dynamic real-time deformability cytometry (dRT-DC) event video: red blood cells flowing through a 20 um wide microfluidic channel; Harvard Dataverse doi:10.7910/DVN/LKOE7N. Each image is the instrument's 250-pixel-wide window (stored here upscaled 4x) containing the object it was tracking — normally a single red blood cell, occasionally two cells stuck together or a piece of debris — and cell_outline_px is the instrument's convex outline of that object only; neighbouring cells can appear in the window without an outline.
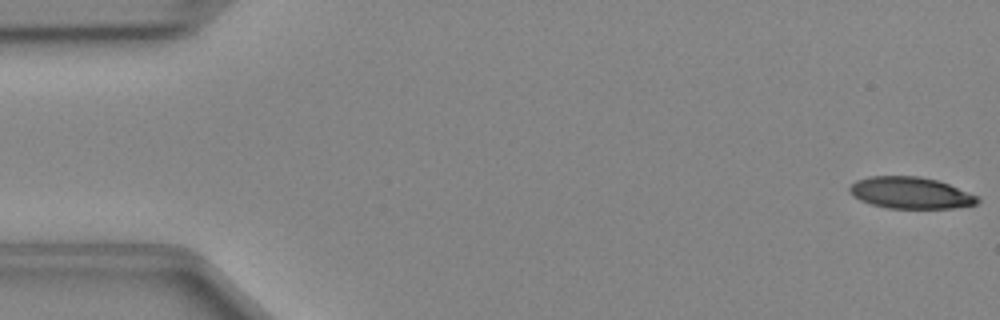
{"species": "Egyptian fruit bat (a non-hibernating species)", "species_latin": "Rousettus aegyptiacus", "temperature_condition": "cold", "stored_images_in_passage": 48, "camera_frame_rate_fps": 3000, "um_per_image_px": 0.085, "animal": {"sex": "female"}, "frame": {"image": 1, "passage_image": 1, "time_ms": 0.0, "image_size_px": [1000, 320], "cell_outline_px": [[980, 200], [976, 204], [952, 208], [888, 208], [872, 204], [860, 200], [852, 196], [848, 192], [848, 188], [856, 180], [868, 176], [920, 176], [936, 180], [948, 184], [980, 196]], "centroid_in_image_um": [77.38, 16.39], "position_along_channel_um": 7.6, "area_um2": 23.64}}
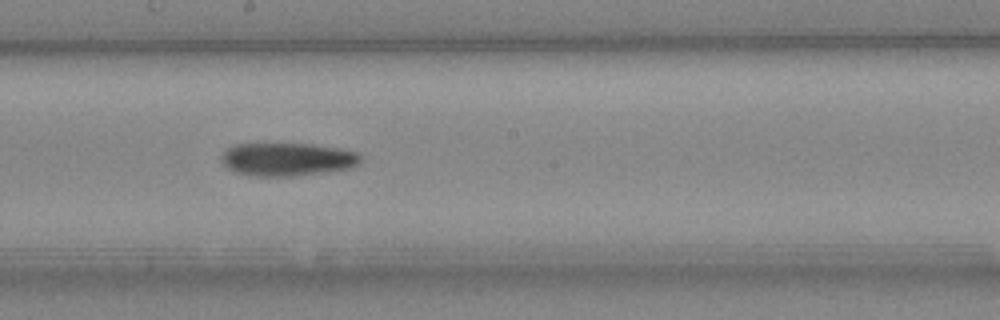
{"frame": {"image": 2, "passage_image": 26, "time_ms": 8.333, "image_size_px": [1000, 320], "cell_outline_px": [[360, 164], [352, 168], [288, 176], [256, 176], [236, 172], [228, 168], [220, 160], [220, 156], [228, 148], [236, 144], [312, 144], [340, 148], [356, 152], [360, 156]], "centroid_in_image_um": [24.42, 13.53], "position_along_channel_um": 223.8, "area_um2": 26.65}}
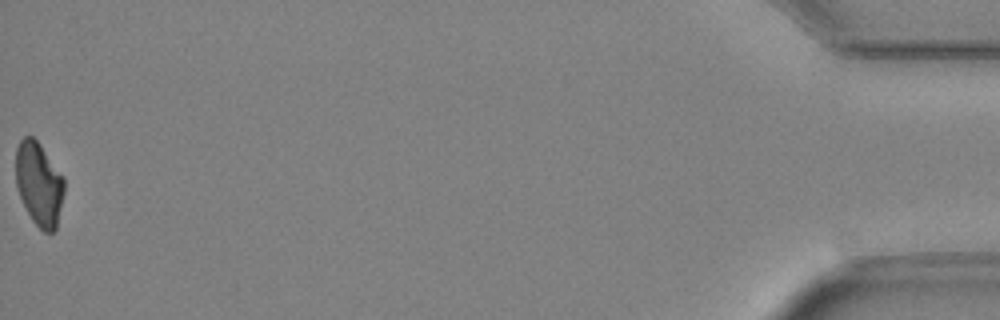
{"frame": {"image": 3, "passage_image": 48, "time_ms": 15.667, "image_size_px": [1000, 320], "cell_outline_px": [[64, 192], [56, 228], [52, 232], [44, 232], [32, 220], [20, 196], [16, 184], [16, 148], [20, 140], [24, 136], [32, 136], [40, 144], [64, 176]], "centroid_in_image_um": [3.32, 15.61], "position_along_channel_um": 431.9, "area_um2": 23.47}}